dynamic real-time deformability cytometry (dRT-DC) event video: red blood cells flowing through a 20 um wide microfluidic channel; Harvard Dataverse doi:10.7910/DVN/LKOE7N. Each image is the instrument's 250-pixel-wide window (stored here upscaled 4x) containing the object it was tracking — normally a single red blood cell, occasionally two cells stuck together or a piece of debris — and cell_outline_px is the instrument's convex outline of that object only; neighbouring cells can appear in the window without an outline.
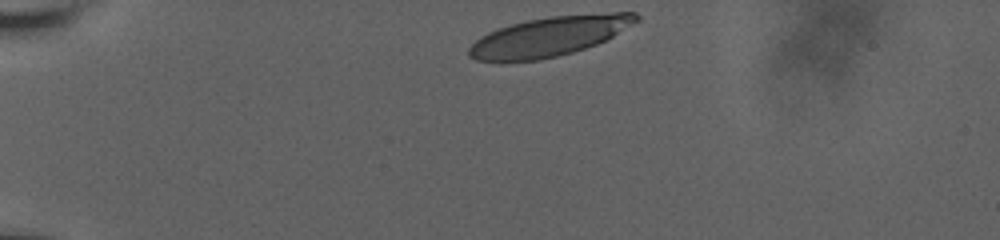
{"species": "human", "species_latin": "Homo sapiens", "temperature_condition": "room temperature", "stored_images_in_passage": 30, "camera_frame_rate_fps": 3000, "um_per_image_px": 0.085, "donor": {"sex": "male"}, "frame": {"image": 1, "passage_image": 1, "time_ms": 0.0, "image_size_px": [1000, 240], "cell_outline_px": [[640, 20], [612, 36], [596, 44], [572, 52], [540, 60], [500, 64], [476, 60], [468, 56], [468, 48], [480, 36], [488, 32], [512, 24], [528, 20], [552, 16], [612, 12], [636, 12], [640, 16]], "centroid_in_image_um": [46.63, 3.13], "position_along_channel_um": 38.4, "area_um2": 38.9}}
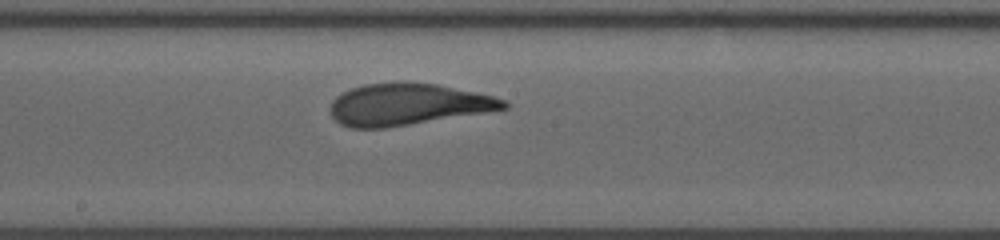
{"frame": {"image": 2, "passage_image": 18, "time_ms": 6.667, "image_size_px": [1000, 240], "cell_outline_px": [[508, 108], [484, 112], [384, 128], [348, 128], [340, 124], [332, 116], [328, 108], [332, 100], [336, 96], [352, 88], [364, 84], [408, 80], [436, 84], [476, 92], [508, 100]], "centroid_in_image_um": [34.61, 8.85], "position_along_channel_um": 213.6, "area_um2": 42.31}}
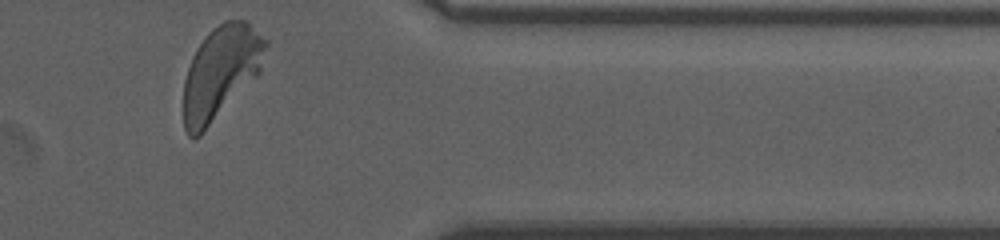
{"frame": {"image": 3, "passage_image": 30, "time_ms": 12.0, "image_size_px": [1000, 240], "cell_outline_px": [[268, 44], [260, 72], [200, 136], [192, 140], [188, 136], [184, 128], [184, 80], [192, 56], [208, 32], [212, 28], [224, 20], [244, 20], [268, 40]], "centroid_in_image_um": [18.76, 6.15], "position_along_channel_um": 392.6, "area_um2": 44.16}, "authors_computed_cell_mechanics": {"area_um2": 42.6564, "velocity_mm_per_s": 3.6101, "shape_relaxation_time_tau1_ms": 3.2037, "shape_relaxation_time_tau2_ms": null, "deformation_change_tau1": 0.1552, "deformation_change_tau2": null}}